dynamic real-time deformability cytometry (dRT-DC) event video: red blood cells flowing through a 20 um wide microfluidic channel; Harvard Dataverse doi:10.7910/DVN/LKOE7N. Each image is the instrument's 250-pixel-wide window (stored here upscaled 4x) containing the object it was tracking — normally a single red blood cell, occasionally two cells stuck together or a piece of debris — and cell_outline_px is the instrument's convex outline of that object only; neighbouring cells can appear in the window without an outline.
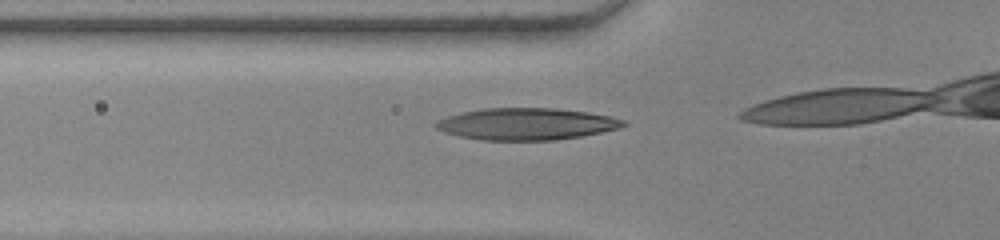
{"species": "human", "species_latin": "Homo sapiens", "temperature_condition": "warm", "stored_images_in_passage": 7, "camera_frame_rate_fps": 3000, "um_per_image_px": 0.085, "donor": {"sex": "female"}, "frame": {"image": 1, "passage_image": 2, "time_ms": 0.333, "image_size_px": [1000, 240], "cell_outline_px": [[628, 124], [620, 128], [580, 136], [556, 140], [480, 140], [460, 136], [444, 132], [436, 128], [436, 120], [448, 116], [464, 112], [484, 108], [552, 108], [588, 112], [608, 116], [624, 120]], "centroid_in_image_um": [44.75, 10.54], "position_along_channel_um": 81.1, "area_um2": 34.56}}
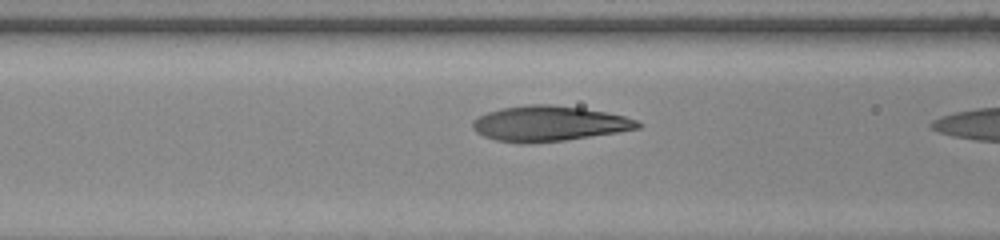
{"frame": {"image": 2, "passage_image": 5, "time_ms": 1.333, "image_size_px": [1000, 240], "cell_outline_px": [[640, 128], [616, 132], [564, 140], [528, 144], [520, 144], [496, 140], [484, 136], [476, 132], [472, 128], [472, 124], [480, 116], [488, 112], [504, 108], [528, 104], [548, 104], [580, 108], [604, 112], [624, 116], [636, 120], [640, 124]], "centroid_in_image_um": [46.63, 10.51], "position_along_channel_um": 120.0, "area_um2": 33.52}}